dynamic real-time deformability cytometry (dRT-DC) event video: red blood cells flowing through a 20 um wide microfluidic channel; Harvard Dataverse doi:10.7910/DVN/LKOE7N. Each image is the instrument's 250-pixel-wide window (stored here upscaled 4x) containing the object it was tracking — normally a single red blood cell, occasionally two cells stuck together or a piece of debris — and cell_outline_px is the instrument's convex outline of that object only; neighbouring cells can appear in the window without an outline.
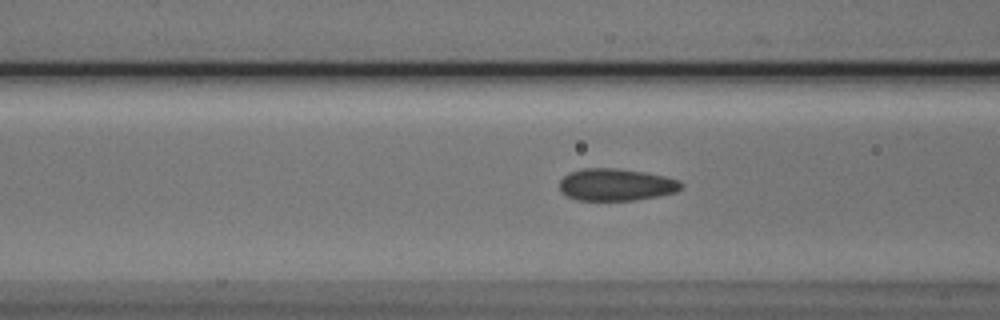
{"species": "Egyptian fruit bat (a non-hibernating species)", "species_latin": "Rousettus aegyptiacus", "temperature_condition": "cold", "stored_images_in_passage": 31, "camera_frame_rate_fps": 3000, "um_per_image_px": 0.085, "animal": {"sex": "male"}, "frame": {"image": 1, "passage_image": 4, "time_ms": 1.0, "image_size_px": [1000, 320], "cell_outline_px": [[684, 184], [676, 192], [660, 196], [636, 200], [576, 200], [560, 192], [560, 180], [568, 172], [584, 168], [616, 168], [644, 172], [664, 176], [680, 180]], "centroid_in_image_um": [52.37, 15.7], "position_along_channel_um": 114.2, "area_um2": 22.95}}
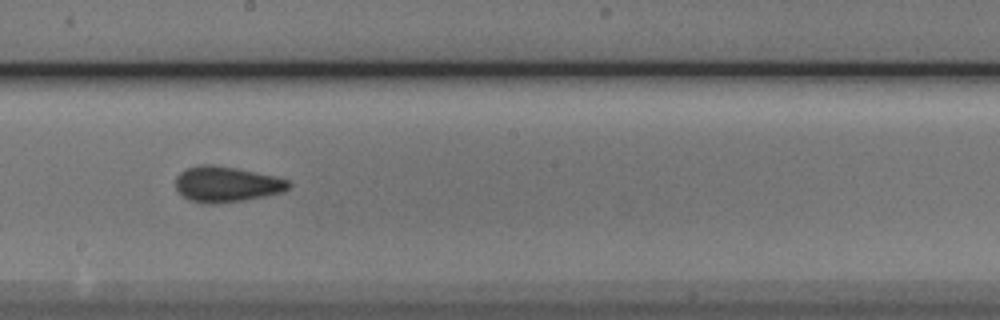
{"frame": {"image": 2, "passage_image": 13, "time_ms": 4.0, "image_size_px": [1000, 320], "cell_outline_px": [[292, 184], [284, 192], [244, 200], [212, 204], [204, 204], [192, 200], [184, 196], [176, 188], [176, 176], [180, 172], [196, 164], [212, 164], [236, 168], [276, 176], [288, 180]], "centroid_in_image_um": [19.27, 15.65], "position_along_channel_um": 228.9, "area_um2": 23.47}}
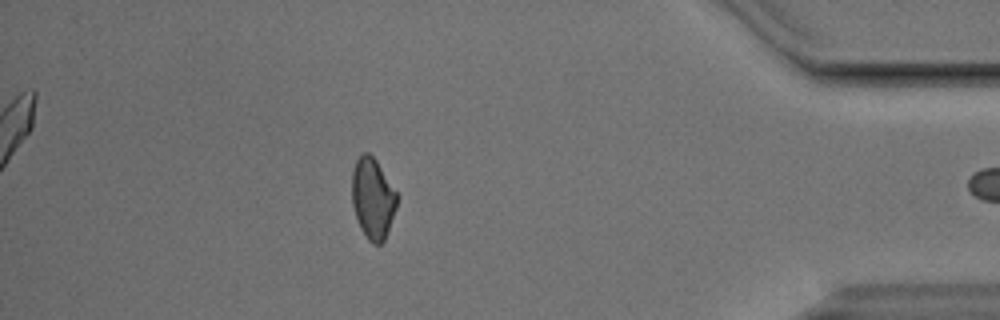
{"frame": {"image": 3, "passage_image": 30, "time_ms": 9.667, "image_size_px": [1000, 320], "cell_outline_px": [[396, 208], [384, 240], [380, 244], [372, 244], [368, 240], [360, 228], [352, 204], [352, 168], [356, 160], [364, 152], [368, 152], [376, 160], [396, 192]], "centroid_in_image_um": [31.66, 16.86], "position_along_channel_um": 403.5, "area_um2": 20.92}}